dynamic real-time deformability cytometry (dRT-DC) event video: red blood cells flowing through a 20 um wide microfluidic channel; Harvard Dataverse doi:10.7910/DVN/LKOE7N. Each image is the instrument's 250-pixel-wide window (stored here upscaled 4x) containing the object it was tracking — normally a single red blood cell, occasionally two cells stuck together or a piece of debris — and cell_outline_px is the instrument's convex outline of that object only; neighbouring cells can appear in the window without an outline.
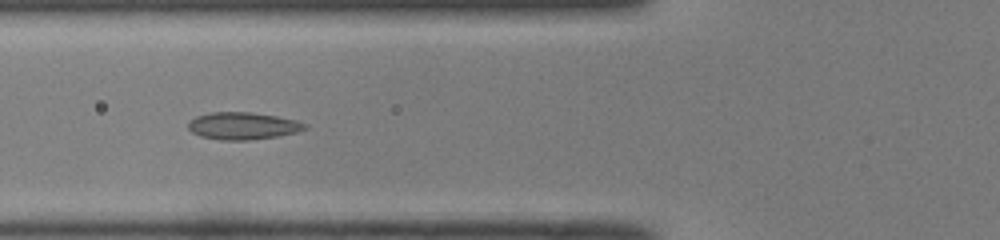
{"species": "common noctule bat (a hibernating species)", "species_latin": "Nyctalus noctula", "temperature_condition": "room temperature", "stored_images_in_passage": 34, "camera_frame_rate_fps": 3000, "um_per_image_px": 0.085, "animal": {"sex": "male", "body_mass_g": 19.0, "forearm_length_mm": 50.8}, "frame": {"image": 1, "passage_image": 3, "time_ms": 0.667, "image_size_px": [1000, 240], "cell_outline_px": [[308, 128], [296, 132], [280, 136], [252, 140], [220, 140], [200, 136], [192, 132], [188, 128], [188, 124], [196, 116], [212, 112], [248, 112], [276, 116], [296, 120], [308, 124]], "centroid_in_image_um": [20.67, 10.71], "position_along_channel_um": 105.1, "area_um2": 18.55}}
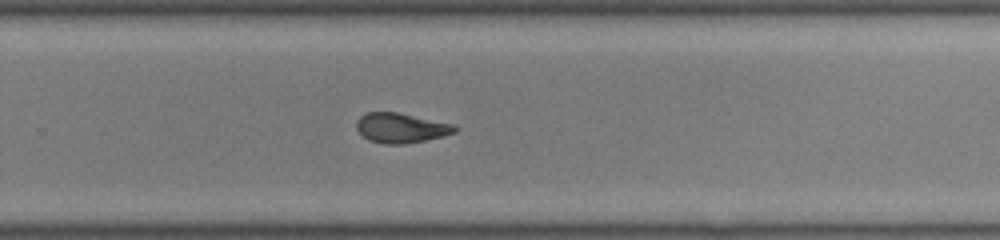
{"frame": {"image": 2, "passage_image": 17, "time_ms": 5.333, "image_size_px": [1000, 240], "cell_outline_px": [[460, 128], [456, 132], [444, 136], [404, 144], [384, 144], [368, 140], [356, 128], [356, 120], [360, 116], [368, 112], [396, 112], [452, 124]], "centroid_in_image_um": [34.08, 10.88], "position_along_channel_um": 295.7, "area_um2": 16.99}}
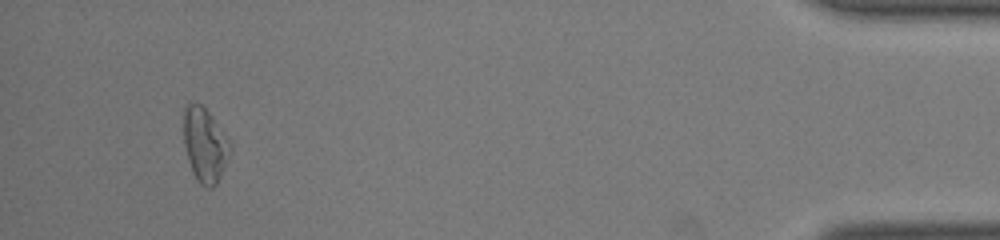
{"frame": {"image": 3, "passage_image": 31, "time_ms": 10.0, "image_size_px": [1000, 240], "cell_outline_px": [[232, 148], [220, 176], [216, 184], [212, 188], [208, 188], [200, 184], [196, 180], [192, 172], [188, 160], [184, 144], [184, 108], [192, 100], [200, 104], [208, 112], [232, 144]], "centroid_in_image_um": [17.4, 12.32], "position_along_channel_um": 417.8, "area_um2": 20.0}}